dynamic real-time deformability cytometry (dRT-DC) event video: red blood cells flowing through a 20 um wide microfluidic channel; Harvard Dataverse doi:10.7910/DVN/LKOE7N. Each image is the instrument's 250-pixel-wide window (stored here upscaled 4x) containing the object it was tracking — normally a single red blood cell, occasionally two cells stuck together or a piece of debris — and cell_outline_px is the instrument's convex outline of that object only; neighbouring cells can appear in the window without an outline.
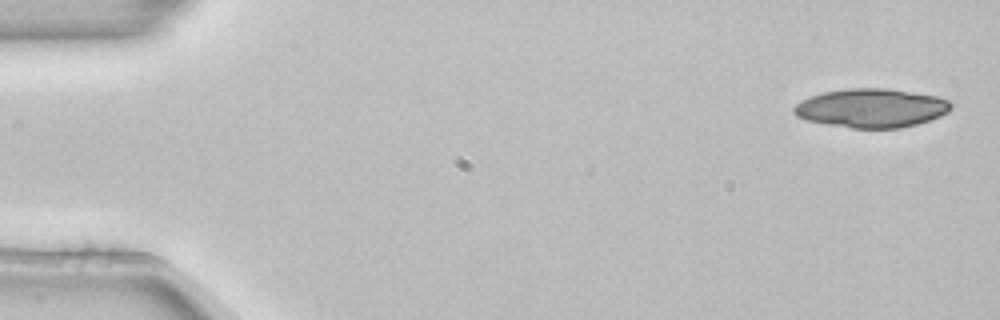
{"species": "common noctule bat (a hibernating species)", "species_latin": "Nyctalus noctula", "temperature_condition": "room temperature", "stored_images_in_passage": 4, "camera_frame_rate_fps": 3000, "um_per_image_px": 0.085, "animal": {"sex": "female", "body_mass_g": 22.7, "forearm_length_mm": 54.2}, "frame": {"image": 1, "passage_image": 1, "time_ms": 0.0, "image_size_px": [1000, 320], "cell_outline_px": [[952, 108], [948, 112], [940, 116], [916, 124], [900, 128], [852, 128], [828, 124], [808, 120], [796, 116], [792, 112], [792, 108], [800, 100], [824, 92], [848, 88], [888, 88], [936, 96], [948, 100], [952, 104]], "centroid_in_image_um": [74.06, 9.18], "position_along_channel_um": 10.9, "area_um2": 35.49}}